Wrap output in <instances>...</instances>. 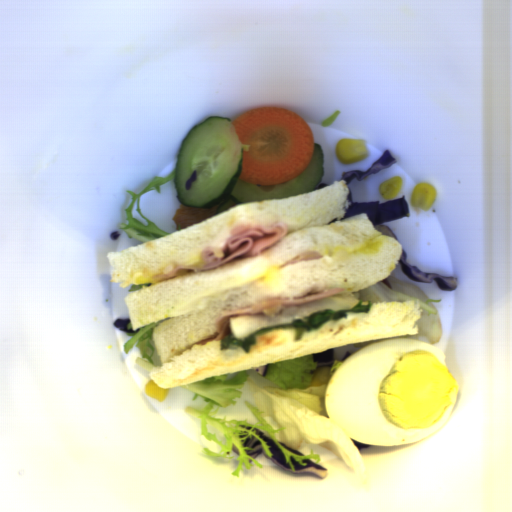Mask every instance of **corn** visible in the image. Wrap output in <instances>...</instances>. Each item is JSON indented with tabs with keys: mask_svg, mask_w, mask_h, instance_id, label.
Masks as SVG:
<instances>
[{
	"mask_svg": "<svg viewBox=\"0 0 512 512\" xmlns=\"http://www.w3.org/2000/svg\"><path fill=\"white\" fill-rule=\"evenodd\" d=\"M168 394V388L160 387L152 378L145 384L144 395L162 401Z\"/></svg>",
	"mask_w": 512,
	"mask_h": 512,
	"instance_id": "4",
	"label": "corn"
},
{
	"mask_svg": "<svg viewBox=\"0 0 512 512\" xmlns=\"http://www.w3.org/2000/svg\"><path fill=\"white\" fill-rule=\"evenodd\" d=\"M369 155L365 140L344 139L335 145V157L340 164L361 162Z\"/></svg>",
	"mask_w": 512,
	"mask_h": 512,
	"instance_id": "1",
	"label": "corn"
},
{
	"mask_svg": "<svg viewBox=\"0 0 512 512\" xmlns=\"http://www.w3.org/2000/svg\"><path fill=\"white\" fill-rule=\"evenodd\" d=\"M437 190L427 182H421L412 191L410 202L414 208L428 211L436 200Z\"/></svg>",
	"mask_w": 512,
	"mask_h": 512,
	"instance_id": "2",
	"label": "corn"
},
{
	"mask_svg": "<svg viewBox=\"0 0 512 512\" xmlns=\"http://www.w3.org/2000/svg\"><path fill=\"white\" fill-rule=\"evenodd\" d=\"M403 178L394 177L385 182L380 183L378 193L384 199H392L398 195L402 188Z\"/></svg>",
	"mask_w": 512,
	"mask_h": 512,
	"instance_id": "3",
	"label": "corn"
}]
</instances>
